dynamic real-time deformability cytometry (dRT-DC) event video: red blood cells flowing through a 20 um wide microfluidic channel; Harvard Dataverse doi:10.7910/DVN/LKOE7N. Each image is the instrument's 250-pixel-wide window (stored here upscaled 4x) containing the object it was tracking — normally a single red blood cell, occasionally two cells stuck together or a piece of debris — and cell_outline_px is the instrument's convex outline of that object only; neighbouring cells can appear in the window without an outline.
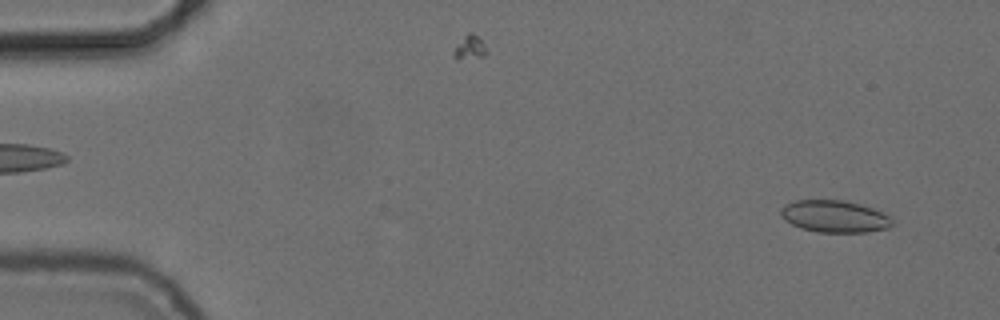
{"species": "common noctule bat (a hibernating species)", "species_latin": "Nyctalus noctula", "temperature_condition": "cold", "stored_images_in_passage": 55, "camera_frame_rate_fps": 3000, "um_per_image_px": 0.085, "animal": {"sex": "female", "body_mass_g": 24.6, "forearm_length_mm": 56.2}, "frame": {"image": 1, "passage_image": 4, "time_ms": 1.0, "image_size_px": [1000, 320], "cell_outline_px": [[892, 224], [888, 228], [864, 232], [816, 232], [800, 228], [784, 220], [780, 216], [780, 208], [784, 204], [796, 200], [844, 200], [872, 208], [888, 216], [892, 220]], "centroid_in_image_um": [70.86, 18.39], "position_along_channel_um": 14.1, "area_um2": 20.75}}
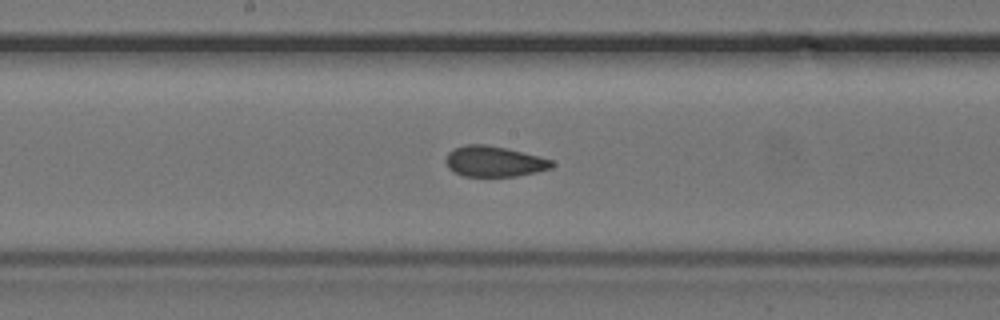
{"frame": {"image": 2, "passage_image": 29, "time_ms": 9.333, "image_size_px": [1000, 320], "cell_outline_px": [[556, 164], [552, 168], [536, 172], [516, 176], [464, 176], [452, 172], [448, 168], [444, 160], [448, 152], [452, 148], [464, 144], [484, 144], [504, 148], [540, 156], [552, 160]], "centroid_in_image_um": [41.96, 13.72], "position_along_channel_um": 206.2, "area_um2": 19.13}}
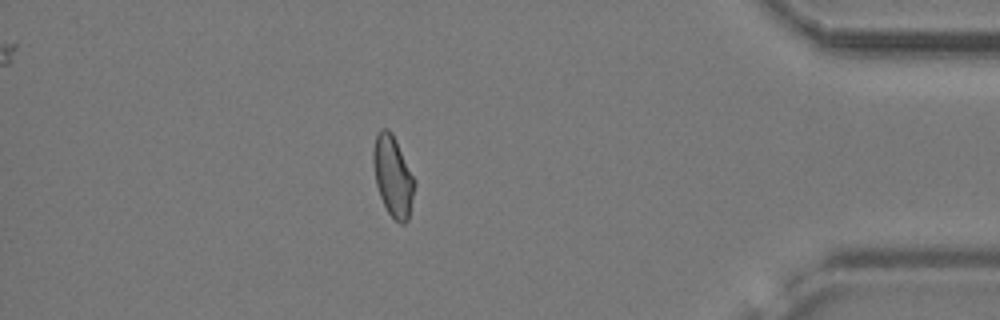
{"frame": {"image": 3, "passage_image": 48, "time_ms": 15.667, "image_size_px": [1000, 320], "cell_outline_px": [[416, 184], [408, 220], [404, 224], [400, 224], [388, 212], [380, 196], [376, 184], [372, 160], [372, 148], [376, 136], [380, 128], [388, 128], [392, 132], [416, 180]], "centroid_in_image_um": [33.4, 14.95], "position_along_channel_um": 401.8, "area_um2": 19.59}, "authors_computed_cell_mechanics": {"area_um2": 19.4208, "velocity_mm_per_s": 3.7432, "shape_relaxation_time_tau1_ms": null, "shape_relaxation_time_tau2_ms": 1.6252, "deformation_change_tau1": null, "deformation_change_tau2": 0.0639}}